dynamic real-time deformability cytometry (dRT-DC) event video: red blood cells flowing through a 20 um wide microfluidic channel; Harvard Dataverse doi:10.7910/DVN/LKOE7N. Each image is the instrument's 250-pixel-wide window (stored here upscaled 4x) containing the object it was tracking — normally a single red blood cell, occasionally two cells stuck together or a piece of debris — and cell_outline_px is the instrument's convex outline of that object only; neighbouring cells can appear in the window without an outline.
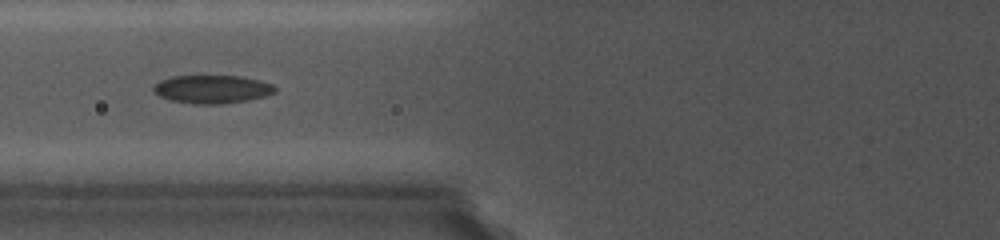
{"species": "common noctule bat (a hibernating species)", "species_latin": "Nyctalus noctula", "temperature_condition": "cold", "stored_images_in_passage": 28, "camera_frame_rate_fps": 5000, "um_per_image_px": 0.085, "animal": {"sex": "female", "body_mass_g": 19.0, "forearm_length_mm": 56.7}, "frame": {"image": 1, "passage_image": 7, "time_ms": 2.4, "image_size_px": [1000, 240], "cell_outline_px": [[276, 92], [264, 96], [248, 100], [220, 104], [192, 104], [172, 100], [160, 96], [152, 88], [160, 80], [172, 76], [240, 76], [260, 80], [272, 84], [276, 88]], "centroid_in_image_um": [18.05, 7.58], "position_along_channel_um": 107.8, "area_um2": 19.88}}
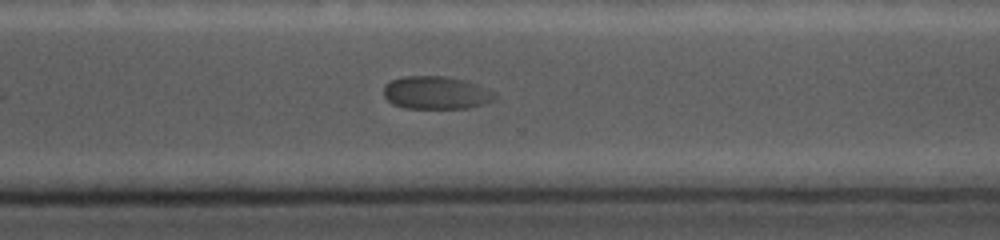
{"frame": {"image": 2, "passage_image": 22, "time_ms": 8.6, "image_size_px": [1000, 240], "cell_outline_px": [[496, 96], [492, 100], [480, 104], [464, 108], [404, 108], [388, 100], [384, 96], [384, 84], [400, 76], [448, 76], [468, 80], [480, 84], [488, 88]], "centroid_in_image_um": [37.06, 7.85], "position_along_channel_um": 333.5, "area_um2": 21.33}}
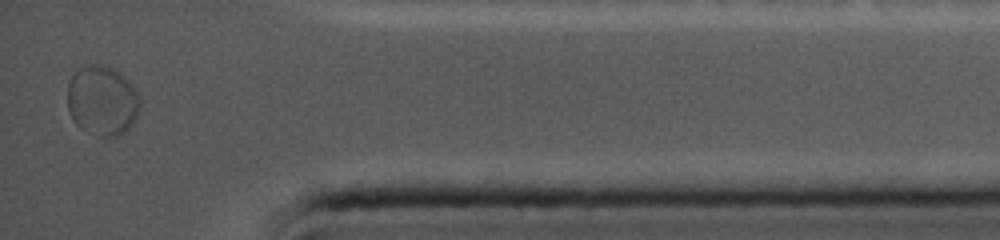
{"frame": {"image": 3, "passage_image": 28, "time_ms": 11.4, "image_size_px": [1000, 240], "cell_outline_px": [[140, 108], [132, 124], [116, 136], [100, 136], [76, 124], [72, 120], [68, 112], [68, 84], [72, 76], [80, 68], [88, 64], [100, 64], [112, 68], [120, 72], [132, 84], [140, 100]], "centroid_in_image_um": [8.68, 8.52], "position_along_channel_um": 426.5, "area_um2": 29.19}}